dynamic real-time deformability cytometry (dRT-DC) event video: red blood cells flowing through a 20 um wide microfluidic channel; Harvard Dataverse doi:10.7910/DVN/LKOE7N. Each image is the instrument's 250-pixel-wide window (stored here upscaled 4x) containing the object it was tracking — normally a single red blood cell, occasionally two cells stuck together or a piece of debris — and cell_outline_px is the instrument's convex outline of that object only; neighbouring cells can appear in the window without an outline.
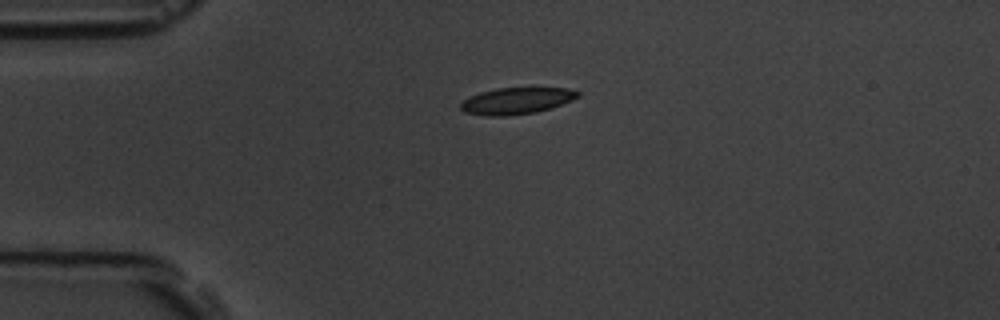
{"species": "common noctule bat (a hibernating species)", "species_latin": "Nyctalus noctula", "temperature_condition": "room temperature", "stored_images_in_passage": 3, "camera_frame_rate_fps": 3000, "um_per_image_px": 0.085, "animal": {"sex": "male", "body_mass_g": 19.5, "forearm_length_mm": 54.6}, "frame": {"image": 1, "passage_image": 1, "time_ms": 0.0, "image_size_px": [1000, 320], "cell_outline_px": [[580, 96], [572, 100], [552, 108], [536, 112], [504, 116], [488, 116], [464, 112], [460, 108], [460, 104], [464, 100], [480, 92], [496, 88], [568, 88], [580, 92]], "centroid_in_image_um": [43.92, 8.57], "position_along_channel_um": 41.1, "area_um2": 18.09}}
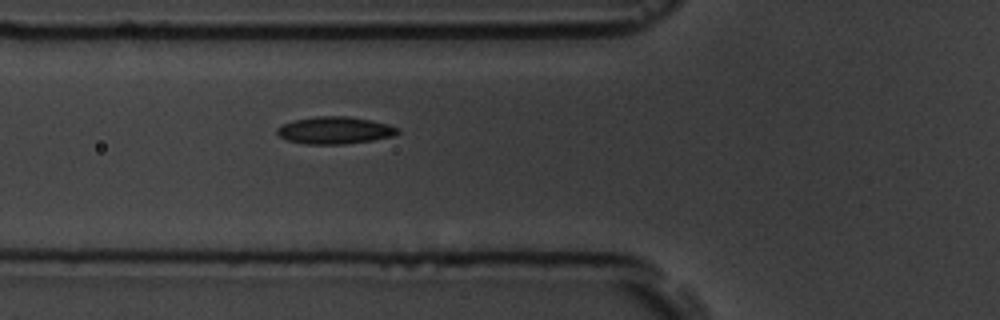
{"frame": {"image": 2, "passage_image": 3, "time_ms": 2.333, "image_size_px": [1000, 320], "cell_outline_px": [[400, 132], [392, 136], [372, 140], [344, 144], [304, 144], [288, 140], [280, 136], [276, 132], [276, 128], [292, 120], [316, 116], [348, 116], [372, 120], [388, 124], [400, 128]], "centroid_in_image_um": [28.47, 11.07], "position_along_channel_um": 97.3, "area_um2": 19.19}}